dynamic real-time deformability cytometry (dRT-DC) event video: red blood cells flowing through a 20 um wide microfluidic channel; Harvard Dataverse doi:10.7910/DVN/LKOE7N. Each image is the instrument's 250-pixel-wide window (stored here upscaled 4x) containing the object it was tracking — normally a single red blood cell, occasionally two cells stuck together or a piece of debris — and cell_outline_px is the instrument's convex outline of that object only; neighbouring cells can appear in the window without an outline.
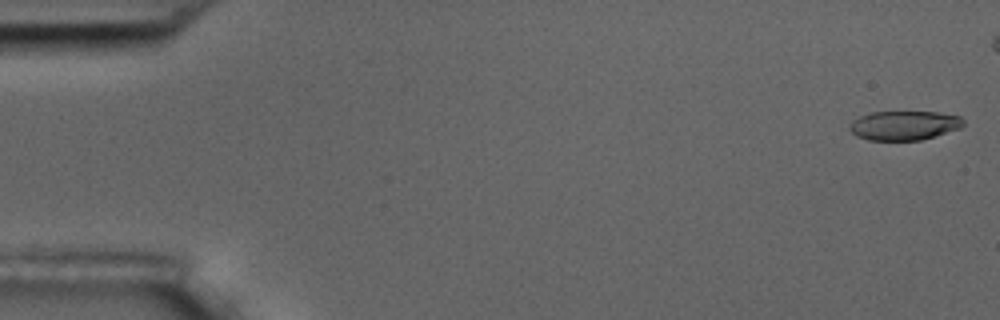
{"species": "common noctule bat (a hibernating species)", "species_latin": "Nyctalus noctula", "temperature_condition": "room temperature", "stored_images_in_passage": 6, "camera_frame_rate_fps": 3000, "um_per_image_px": 0.085, "animal": {"sex": "male", "body_mass_g": 17.5, "forearm_length_mm": 52.3}, "frame": {"image": 1, "passage_image": 1, "time_ms": 0.0, "image_size_px": [1000, 320], "cell_outline_px": [[964, 124], [960, 128], [920, 140], [868, 140], [856, 136], [848, 128], [848, 124], [852, 120], [860, 116], [872, 112], [936, 112], [960, 116], [964, 120]], "centroid_in_image_um": [76.81, 10.66], "position_along_channel_um": 8.2, "area_um2": 19.36}}
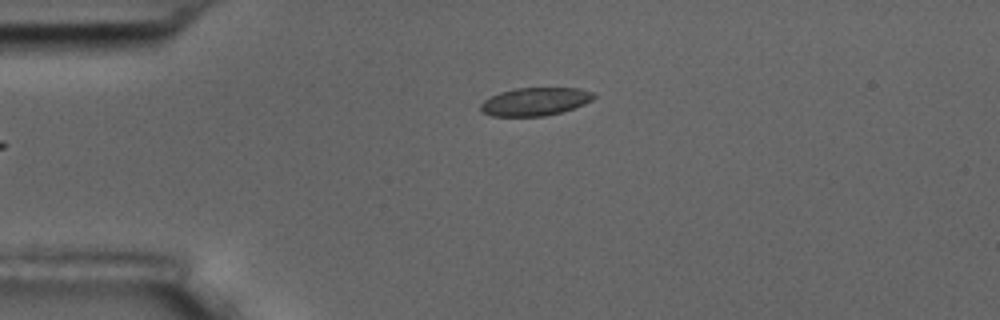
{"frame": {"image": 2, "passage_image": 6, "time_ms": 6.333, "image_size_px": [1000, 320], "cell_outline_px": [[596, 96], [592, 100], [584, 104], [560, 112], [544, 116], [492, 116], [480, 112], [480, 104], [484, 100], [500, 92], [516, 88], [580, 88], [592, 92]], "centroid_in_image_um": [45.46, 8.63], "position_along_channel_um": 39.5, "area_um2": 18.44}}